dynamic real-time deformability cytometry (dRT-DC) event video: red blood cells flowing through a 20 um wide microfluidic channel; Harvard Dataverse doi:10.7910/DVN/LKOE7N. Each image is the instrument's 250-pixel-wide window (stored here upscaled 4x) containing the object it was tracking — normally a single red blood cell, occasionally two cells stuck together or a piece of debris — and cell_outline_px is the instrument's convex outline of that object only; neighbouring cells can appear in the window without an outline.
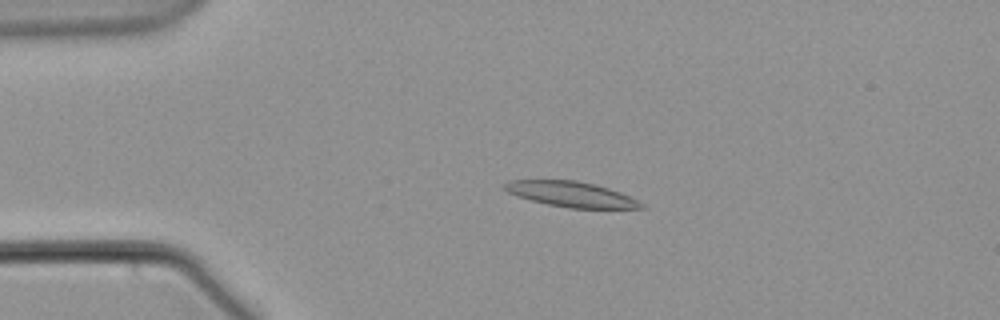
{"species": "common noctule bat (a hibernating species)", "species_latin": "Nyctalus noctula", "temperature_condition": "warm", "stored_images_in_passage": 59, "camera_frame_rate_fps": 3000, "um_per_image_px": 0.085, "animal": {"sex": "male", "body_mass_g": 21.5, "forearm_length_mm": 52.0}, "frame": {"image": 1, "passage_image": 14, "time_ms": 4.333, "image_size_px": [1000, 320], "cell_outline_px": [[644, 208], [568, 208], [548, 204], [516, 196], [508, 192], [504, 188], [504, 184], [508, 180], [576, 180], [596, 184], [620, 192], [644, 204]], "centroid_in_image_um": [48.53, 16.5], "position_along_channel_um": 36.5, "area_um2": 20.0}}
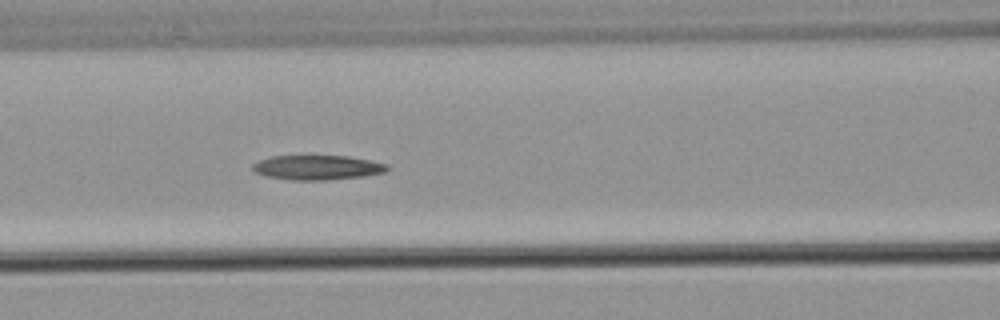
{"frame": {"image": 2, "passage_image": 26, "time_ms": 8.333, "image_size_px": [1000, 320], "cell_outline_px": [[392, 168], [388, 172], [364, 176], [328, 180], [292, 180], [268, 176], [252, 172], [252, 164], [268, 156], [348, 156], [388, 164]], "centroid_in_image_um": [27.0, 14.24], "position_along_channel_um": 139.6, "area_um2": 19.48}}
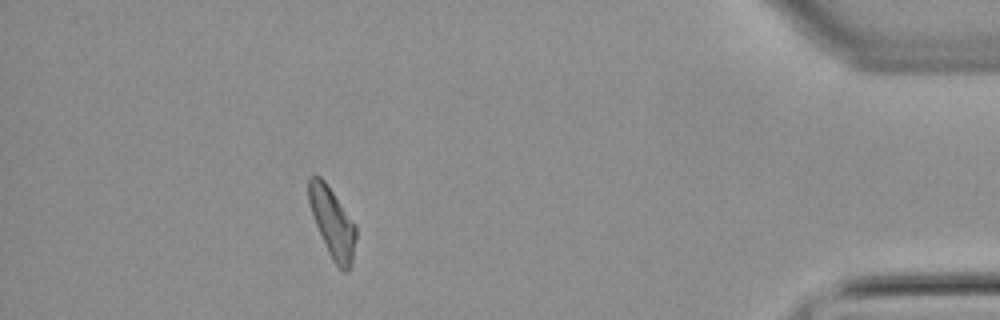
{"frame": {"image": 3, "passage_image": 53, "time_ms": 17.333, "image_size_px": [1000, 320], "cell_outline_px": [[356, 240], [352, 264], [348, 272], [344, 272], [332, 260], [328, 252], [316, 224], [308, 200], [308, 180], [312, 176], [320, 176], [324, 180], [356, 224]], "centroid_in_image_um": [28.28, 18.95], "position_along_channel_um": 406.9, "area_um2": 19.07}}